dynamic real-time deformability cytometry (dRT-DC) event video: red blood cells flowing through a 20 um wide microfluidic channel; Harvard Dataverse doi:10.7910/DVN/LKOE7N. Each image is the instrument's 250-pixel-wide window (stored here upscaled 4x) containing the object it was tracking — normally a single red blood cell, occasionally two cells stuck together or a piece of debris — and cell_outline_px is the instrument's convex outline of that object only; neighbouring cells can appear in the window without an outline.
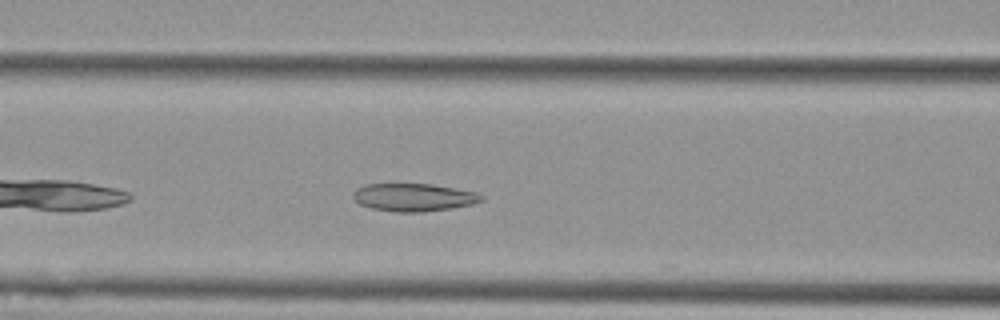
{"species": "Egyptian fruit bat (a non-hibernating species)", "species_latin": "Rousettus aegyptiacus", "temperature_condition": "cold", "stored_images_in_passage": 42, "camera_frame_rate_fps": 3000, "um_per_image_px": 0.085, "animal": {"sex": "female"}, "frame": {"image": 1, "passage_image": 9, "time_ms": 2.667, "image_size_px": [1000, 320], "cell_outline_px": [[484, 200], [472, 204], [452, 208], [424, 212], [396, 212], [372, 208], [360, 204], [352, 196], [352, 192], [356, 188], [368, 184], [432, 184], [476, 192], [484, 196]], "centroid_in_image_um": [35.17, 16.77], "position_along_channel_um": 131.4, "area_um2": 20.81}}
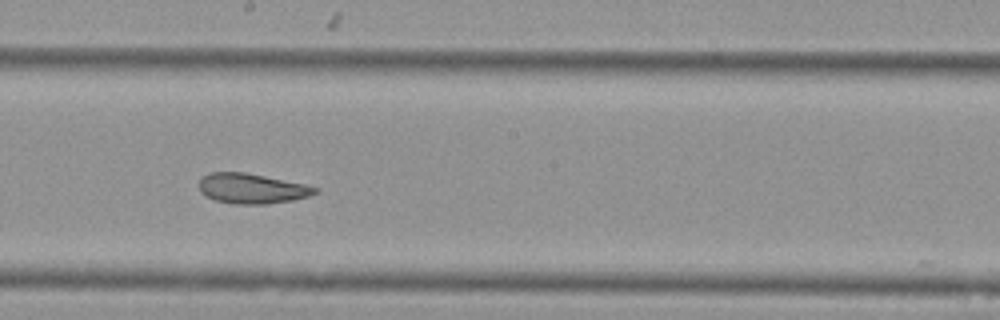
{"frame": {"image": 2, "passage_image": 17, "time_ms": 5.333, "image_size_px": [1000, 320], "cell_outline_px": [[320, 192], [308, 196], [292, 200], [264, 204], [236, 204], [216, 200], [204, 196], [200, 192], [200, 176], [208, 172], [244, 172], [308, 184], [320, 188]], "centroid_in_image_um": [21.42, 16.01], "position_along_channel_um": 226.8, "area_um2": 20.58}}
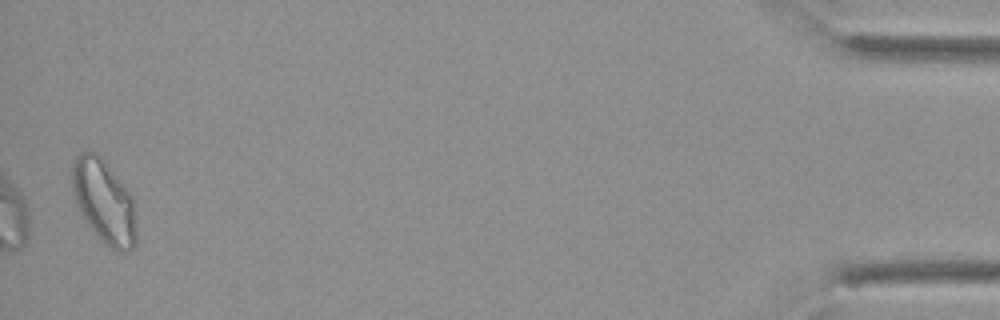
{"frame": {"image": 3, "passage_image": 41, "time_ms": 13.333, "image_size_px": [1000, 320], "cell_outline_px": [[136, 244], [132, 248], [124, 252], [116, 252], [104, 244], [88, 224], [80, 212], [76, 204], [72, 188], [72, 160], [80, 152], [96, 152], [104, 160], [132, 196], [136, 208]], "centroid_in_image_um": [8.85, 17.15], "position_along_channel_um": 426.3, "area_um2": 31.5}, "authors_computed_cell_mechanics": {"area_um2": 21.5305, "velocity_mm_per_s": 3.5989, "shape_relaxation_time_tau1_ms": null, "shape_relaxation_time_tau2_ms": 2.8161, "deformation_change_tau1": null, "deformation_change_tau2": 0.0842}}